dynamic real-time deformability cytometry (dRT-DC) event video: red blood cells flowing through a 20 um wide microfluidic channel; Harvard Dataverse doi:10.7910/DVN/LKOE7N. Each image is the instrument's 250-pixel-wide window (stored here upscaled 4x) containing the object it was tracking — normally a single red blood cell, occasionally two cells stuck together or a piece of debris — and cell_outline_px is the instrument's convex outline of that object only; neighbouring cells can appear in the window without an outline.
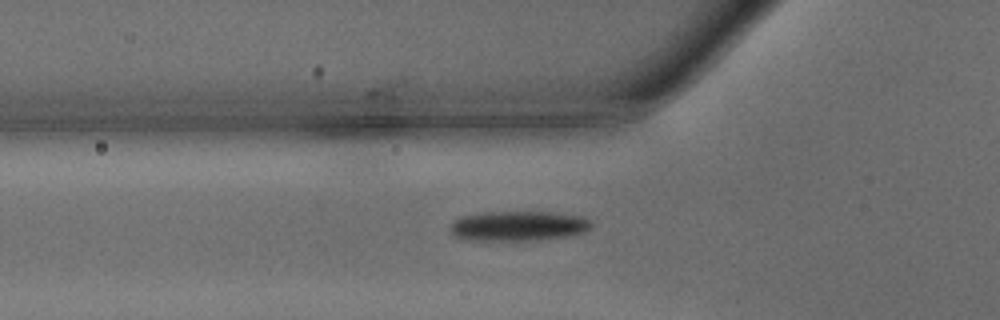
{"species": "common noctule bat (a hibernating species)", "species_latin": "Nyctalus noctula", "temperature_condition": "warm", "stored_images_in_passage": 35, "camera_frame_rate_fps": 3000, "um_per_image_px": 0.085, "animal": {"sex": "male", "body_mass_g": 15.6}, "frame": {"image": 1, "passage_image": 6, "time_ms": 1.667, "image_size_px": [1000, 320], "cell_outline_px": [[592, 224], [584, 232], [564, 236], [532, 240], [464, 240], [452, 236], [448, 228], [456, 220], [464, 216], [484, 212], [552, 212], [580, 216], [592, 220]], "centroid_in_image_um": [44.01, 19.2], "position_along_channel_um": 81.8, "area_um2": 24.45}}
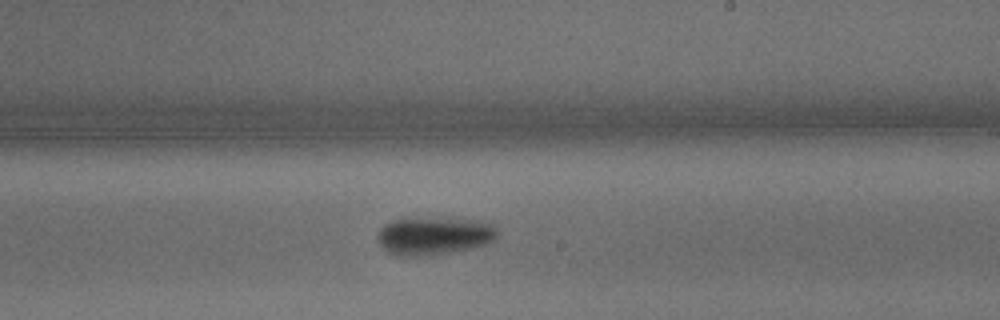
{"frame": {"image": 2, "passage_image": 18, "time_ms": 5.667, "image_size_px": [1000, 320], "cell_outline_px": [[496, 236], [488, 244], [472, 248], [432, 256], [392, 256], [384, 252], [376, 236], [380, 228], [396, 220], [456, 220], [492, 224], [496, 228]], "centroid_in_image_um": [36.81, 20.13], "position_along_channel_um": 252.2, "area_um2": 25.66}}
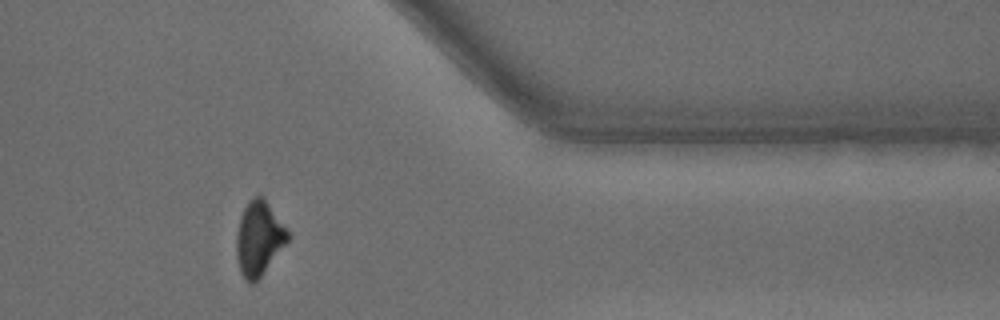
{"frame": {"image": 3, "passage_image": 29, "time_ms": 9.333, "image_size_px": [1000, 320], "cell_outline_px": [[292, 236], [260, 276], [252, 284], [248, 284], [244, 280], [240, 272], [236, 260], [236, 232], [240, 216], [248, 200], [256, 196], [264, 196], [288, 228]], "centroid_in_image_um": [22.01, 20.24], "position_along_channel_um": 389.4, "area_um2": 22.66}, "authors_computed_cell_mechanics": {"area_um2": 23.7558, "velocity_mm_per_s": 4.2388, "shape_relaxation_time_tau1_ms": 2.0448, "shape_relaxation_time_tau2_ms": null, "deformation_change_tau1": 0.1647, "deformation_change_tau2": null}}